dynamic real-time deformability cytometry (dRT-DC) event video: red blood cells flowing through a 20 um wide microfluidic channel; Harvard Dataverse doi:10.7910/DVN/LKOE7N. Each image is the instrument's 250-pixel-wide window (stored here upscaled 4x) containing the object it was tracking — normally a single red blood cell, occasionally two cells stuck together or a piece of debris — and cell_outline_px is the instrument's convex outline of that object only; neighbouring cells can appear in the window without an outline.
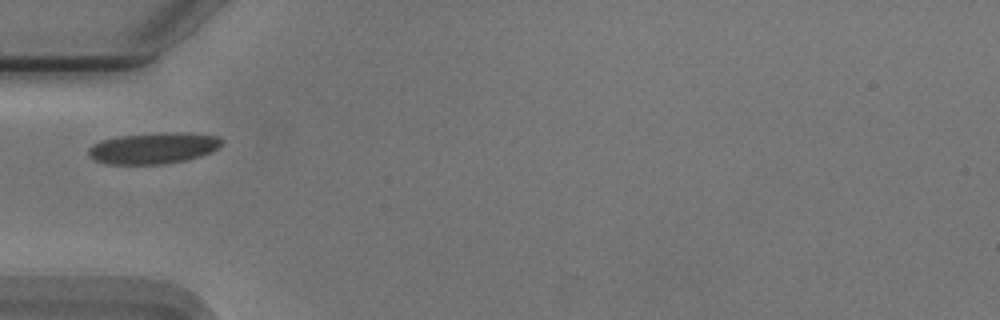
{"species": "Egyptian fruit bat (a non-hibernating species)", "species_latin": "Rousettus aegyptiacus", "temperature_condition": "cold", "stored_images_in_passage": 30, "camera_frame_rate_fps": 3000, "um_per_image_px": 0.085, "animal": {"sex": "male"}, "frame": {"image": 1, "passage_image": 1, "time_ms": 0.0, "image_size_px": [1000, 320], "cell_outline_px": [[224, 140], [212, 152], [188, 160], [164, 164], [104, 164], [88, 156], [88, 148], [92, 144], [100, 140], [120, 136], [164, 132], [192, 132], [216, 136]], "centroid_in_image_um": [13.03, 12.59], "position_along_channel_um": 72.0, "area_um2": 24.51}}
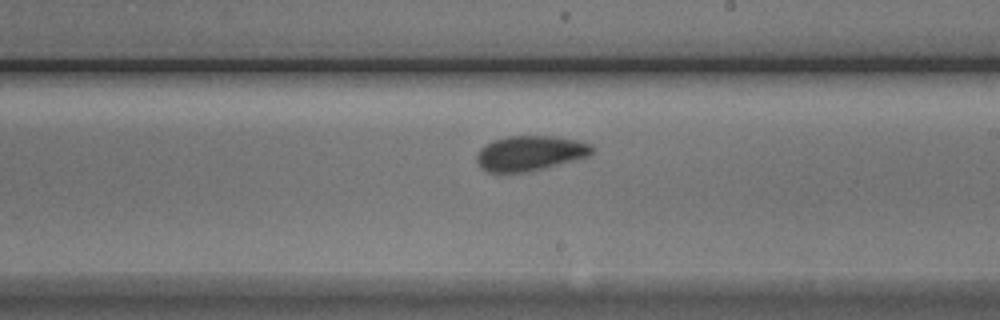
{"frame": {"image": 2, "passage_image": 15, "time_ms": 4.667, "image_size_px": [1000, 320], "cell_outline_px": [[592, 152], [588, 156], [544, 168], [528, 172], [488, 172], [480, 168], [476, 160], [476, 156], [480, 148], [492, 140], [508, 136], [560, 136], [592, 144]], "centroid_in_image_um": [45.02, 13.01], "position_along_channel_um": 244.0, "area_um2": 23.58}}
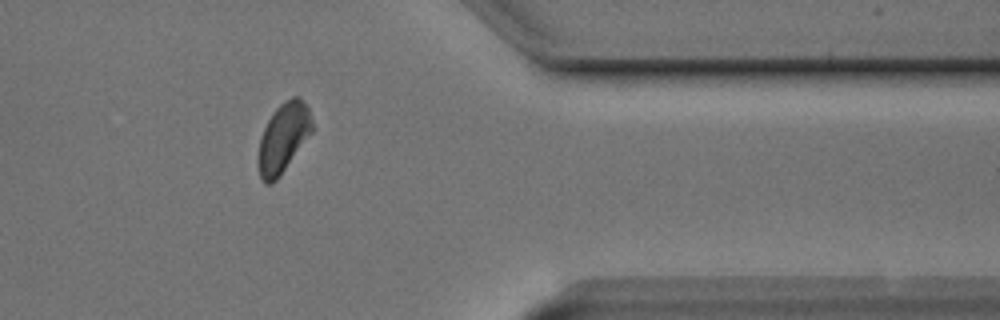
{"frame": {"image": 3, "passage_image": 28, "time_ms": 9.0, "image_size_px": [1000, 320], "cell_outline_px": [[312, 132], [280, 176], [272, 184], [264, 184], [260, 180], [256, 164], [256, 156], [260, 140], [264, 128], [272, 112], [284, 100], [292, 96], [300, 96], [308, 108], [312, 120]], "centroid_in_image_um": [24.04, 11.75], "position_along_channel_um": 387.4, "area_um2": 22.2}, "authors_computed_cell_mechanics": {"area_um2": 23.1489, "velocity_mm_per_s": 3.6913, "shape_relaxation_time_tau1_ms": 2.2371, "shape_relaxation_time_tau2_ms": null, "deformation_change_tau1": 0.0968, "deformation_change_tau2": null}}